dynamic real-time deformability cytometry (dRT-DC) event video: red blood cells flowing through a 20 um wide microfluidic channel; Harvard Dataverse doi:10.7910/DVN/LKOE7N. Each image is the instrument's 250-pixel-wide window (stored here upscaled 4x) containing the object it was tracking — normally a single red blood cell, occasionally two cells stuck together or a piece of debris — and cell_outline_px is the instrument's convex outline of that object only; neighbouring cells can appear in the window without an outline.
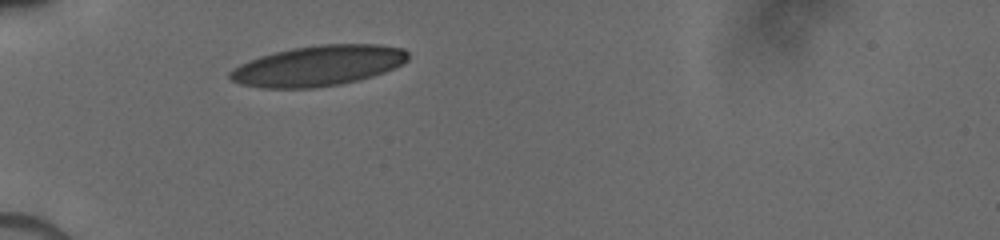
{"species": "human", "species_latin": "Homo sapiens", "temperature_condition": "cold", "stored_images_in_passage": 18, "camera_frame_rate_fps": 3000, "um_per_image_px": 0.085, "donor": {"sex": "male"}, "frame": {"image": 1, "passage_image": 1, "time_ms": 0.0, "image_size_px": [1000, 240], "cell_outline_px": [[408, 60], [404, 64], [396, 68], [372, 76], [340, 84], [312, 88], [260, 88], [240, 84], [232, 80], [228, 76], [228, 72], [232, 68], [240, 64], [260, 56], [292, 48], [320, 44], [380, 44], [404, 48], [408, 52]], "centroid_in_image_um": [27.06, 5.58], "position_along_channel_um": 57.9, "area_um2": 42.14}}
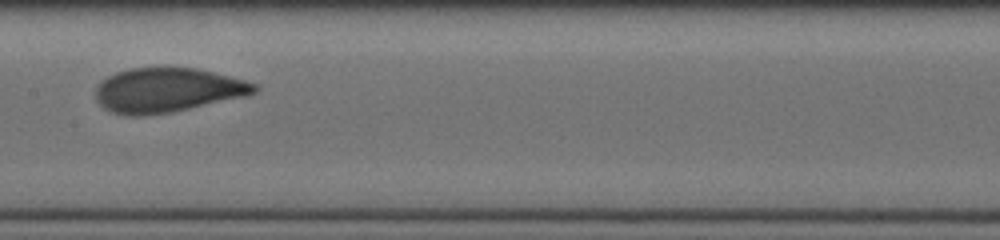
{"frame": {"image": 2, "passage_image": 8, "time_ms": 3.667, "image_size_px": [1000, 240], "cell_outline_px": [[260, 88], [256, 92], [248, 96], [172, 112], [144, 116], [128, 116], [112, 112], [104, 108], [96, 100], [96, 84], [100, 80], [116, 72], [128, 68], [196, 68], [244, 80], [256, 84]], "centroid_in_image_um": [14.21, 7.67], "position_along_channel_um": 193.2, "area_um2": 41.27}}
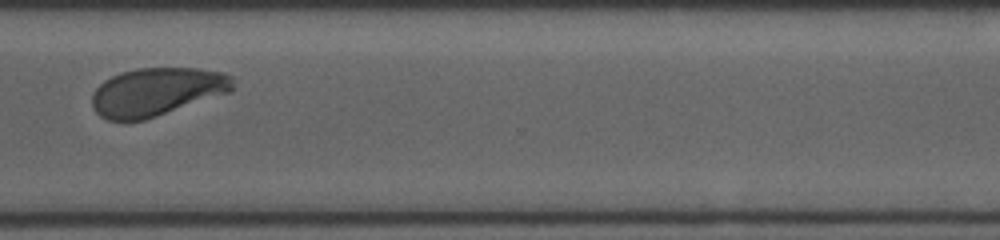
{"frame": {"image": 3, "passage_image": 16, "time_ms": 7.667, "image_size_px": [1000, 240], "cell_outline_px": [[236, 88], [232, 92], [144, 120], [108, 120], [100, 116], [92, 108], [92, 92], [104, 80], [120, 72], [136, 68], [200, 68], [224, 72], [232, 76]], "centroid_in_image_um": [13.36, 7.79], "position_along_channel_um": 357.2, "area_um2": 39.94}}